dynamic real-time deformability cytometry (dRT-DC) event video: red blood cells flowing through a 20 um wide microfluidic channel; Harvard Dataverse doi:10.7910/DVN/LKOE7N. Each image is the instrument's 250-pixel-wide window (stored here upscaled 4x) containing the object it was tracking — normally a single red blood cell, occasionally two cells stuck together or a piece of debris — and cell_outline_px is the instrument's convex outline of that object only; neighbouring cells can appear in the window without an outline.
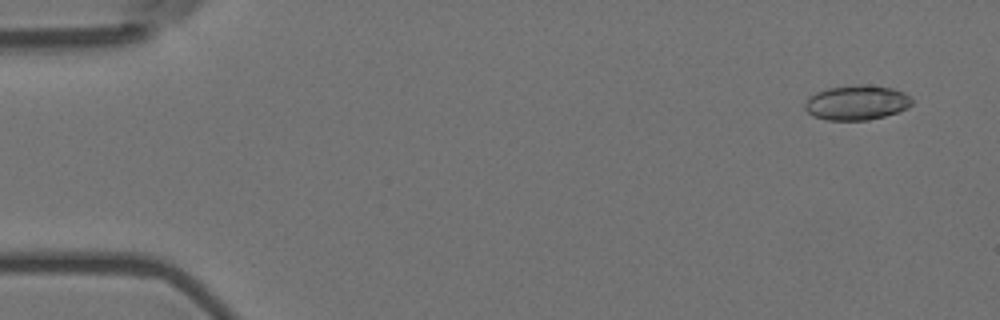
{"species": "Egyptian fruit bat (a non-hibernating species)", "species_latin": "Rousettus aegyptiacus", "temperature_condition": "room temperature", "stored_images_in_passage": 5, "camera_frame_rate_fps": 3000, "um_per_image_px": 0.085, "animal": {"sex": "female"}, "frame": {"image": 1, "passage_image": 1, "time_ms": 0.0, "image_size_px": [1000, 320], "cell_outline_px": [[912, 104], [908, 108], [900, 112], [868, 120], [828, 120], [812, 116], [804, 108], [804, 104], [808, 96], [816, 92], [828, 88], [856, 84], [860, 84], [892, 88], [904, 92], [912, 100]], "centroid_in_image_um": [72.8, 8.72], "position_along_channel_um": 12.2, "area_um2": 21.85}}